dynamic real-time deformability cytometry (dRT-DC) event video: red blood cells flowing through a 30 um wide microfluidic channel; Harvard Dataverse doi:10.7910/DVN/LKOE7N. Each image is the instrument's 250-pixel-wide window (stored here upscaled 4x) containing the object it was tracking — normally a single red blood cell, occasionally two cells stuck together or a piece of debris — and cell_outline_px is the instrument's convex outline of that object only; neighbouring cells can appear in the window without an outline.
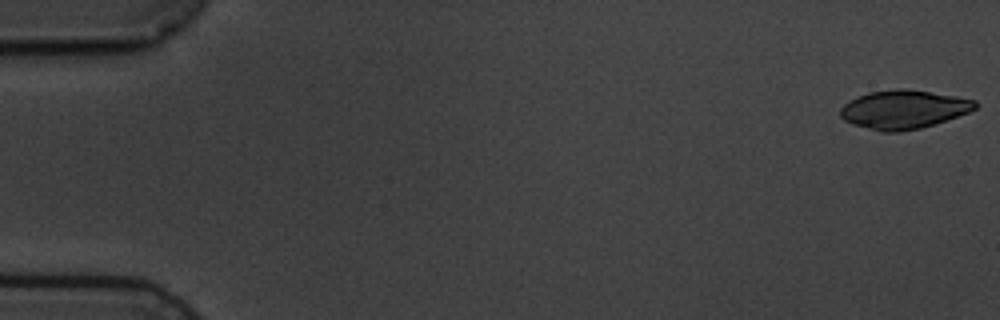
{"species": "common noctule bat (a hibernating species)", "species_latin": "Nyctalus noctula", "temperature_condition": "cold", "stored_images_in_passage": 4, "camera_frame_rate_fps": 3000, "um_per_image_px": 0.085, "animal": {"sex": "male", "body_mass_g": 19.5, "forearm_length_mm": 54.6}, "frame": {"image": 1, "passage_image": 1, "time_ms": 0.0, "image_size_px": [1000, 320], "cell_outline_px": [[980, 104], [976, 108], [968, 112], [920, 128], [900, 132], [880, 132], [852, 124], [844, 120], [840, 116], [840, 108], [844, 104], [868, 92], [900, 88], [956, 96], [976, 100]], "centroid_in_image_um": [76.79, 9.31], "position_along_channel_um": 8.2, "area_um2": 30.06}}